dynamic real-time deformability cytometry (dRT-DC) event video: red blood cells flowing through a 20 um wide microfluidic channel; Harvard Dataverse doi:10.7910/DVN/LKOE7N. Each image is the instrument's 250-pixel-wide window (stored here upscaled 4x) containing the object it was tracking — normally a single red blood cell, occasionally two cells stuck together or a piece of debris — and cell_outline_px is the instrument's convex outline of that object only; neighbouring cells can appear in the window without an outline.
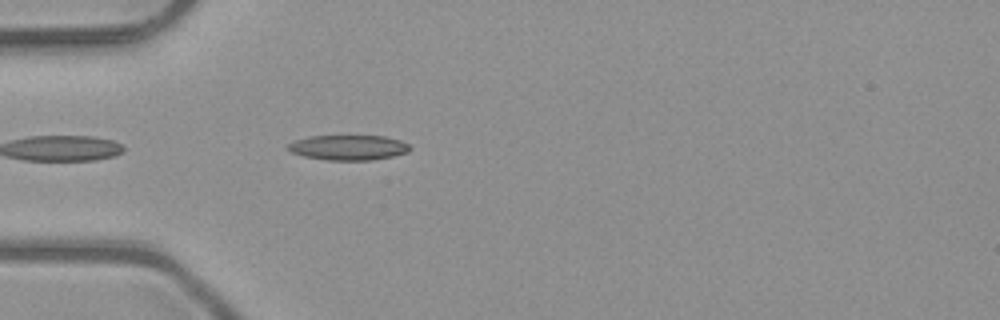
{"species": "common noctule bat (a hibernating species)", "species_latin": "Nyctalus noctula", "temperature_condition": "room temperature", "stored_images_in_passage": 5, "camera_frame_rate_fps": 3000, "um_per_image_px": 0.085, "animal": {"sex": "male", "body_mass_g": 23.1, "forearm_length_mm": 52.7}, "frame": {"image": 1, "passage_image": 5, "time_ms": 1.333, "image_size_px": [1000, 320], "cell_outline_px": [[412, 148], [408, 152], [392, 156], [372, 160], [328, 160], [304, 156], [292, 152], [288, 148], [288, 144], [296, 140], [308, 136], [384, 136], [400, 140], [408, 144]], "centroid_in_image_um": [29.64, 12.54], "position_along_channel_um": 55.4, "area_um2": 17.69}}